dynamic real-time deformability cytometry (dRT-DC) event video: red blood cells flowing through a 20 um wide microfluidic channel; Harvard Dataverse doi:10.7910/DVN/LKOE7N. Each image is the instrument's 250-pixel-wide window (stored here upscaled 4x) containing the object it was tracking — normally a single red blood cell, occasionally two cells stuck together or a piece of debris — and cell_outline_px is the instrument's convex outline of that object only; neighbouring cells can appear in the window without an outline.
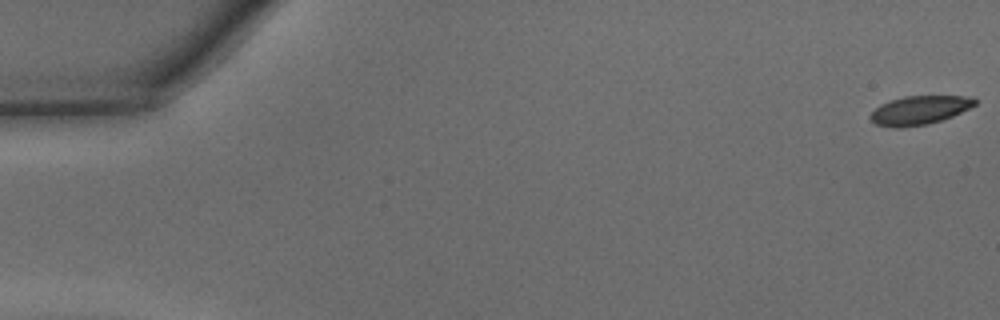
{"species": "common noctule bat (a hibernating species)", "species_latin": "Nyctalus noctula", "temperature_condition": "warm", "stored_images_in_passage": 47, "camera_frame_rate_fps": 3000, "um_per_image_px": 0.085, "animal": {"sex": "male", "body_mass_g": 15.6}, "frame": {"image": 1, "passage_image": 1, "time_ms": 0.0, "image_size_px": [1000, 320], "cell_outline_px": [[976, 104], [952, 116], [928, 124], [900, 128], [896, 128], [876, 124], [868, 116], [880, 104], [904, 96], [964, 96], [976, 100]], "centroid_in_image_um": [78.11, 9.37], "position_along_channel_um": 6.9, "area_um2": 17.22}}
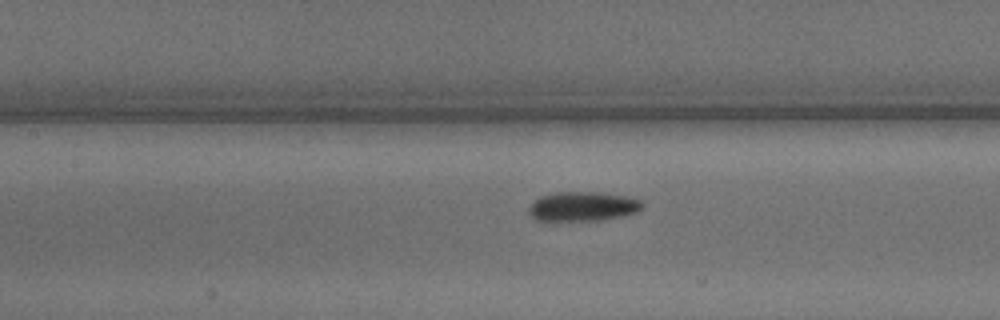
{"frame": {"image": 2, "passage_image": 22, "time_ms": 7.0, "image_size_px": [1000, 320], "cell_outline_px": [[644, 204], [636, 212], [604, 220], [536, 220], [528, 212], [528, 208], [540, 196], [556, 192], [596, 192], [624, 196], [640, 200]], "centroid_in_image_um": [49.52, 17.54], "position_along_channel_um": 157.9, "area_um2": 19.13}}
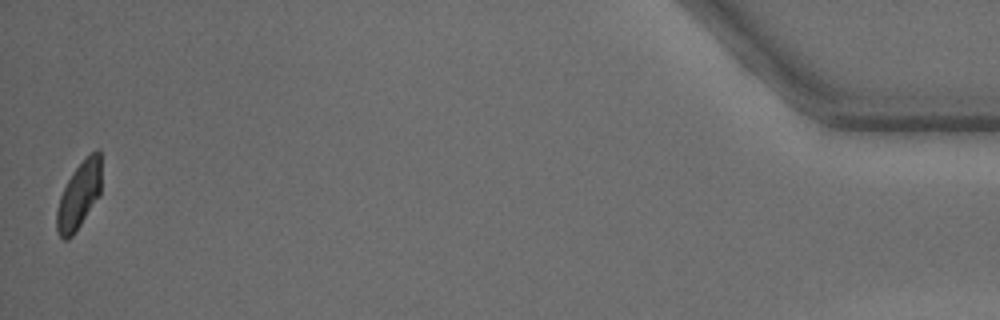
{"frame": {"image": 3, "passage_image": 47, "time_ms": 15.333, "image_size_px": [1000, 320], "cell_outline_px": [[100, 196], [72, 236], [68, 240], [64, 240], [60, 236], [56, 228], [56, 212], [60, 196], [72, 172], [96, 148], [100, 148]], "centroid_in_image_um": [6.71, 16.62], "position_along_channel_um": 428.5, "area_um2": 17.22}, "authors_computed_cell_mechanics": {"area_um2": 18.6116, "velocity_mm_per_s": 4.3295, "shape_relaxation_time_tau1_ms": 1.9129, "shape_relaxation_time_tau2_ms": 2.1664, "deformation_change_tau1": 0.1071, "deformation_change_tau2": 0.07}}